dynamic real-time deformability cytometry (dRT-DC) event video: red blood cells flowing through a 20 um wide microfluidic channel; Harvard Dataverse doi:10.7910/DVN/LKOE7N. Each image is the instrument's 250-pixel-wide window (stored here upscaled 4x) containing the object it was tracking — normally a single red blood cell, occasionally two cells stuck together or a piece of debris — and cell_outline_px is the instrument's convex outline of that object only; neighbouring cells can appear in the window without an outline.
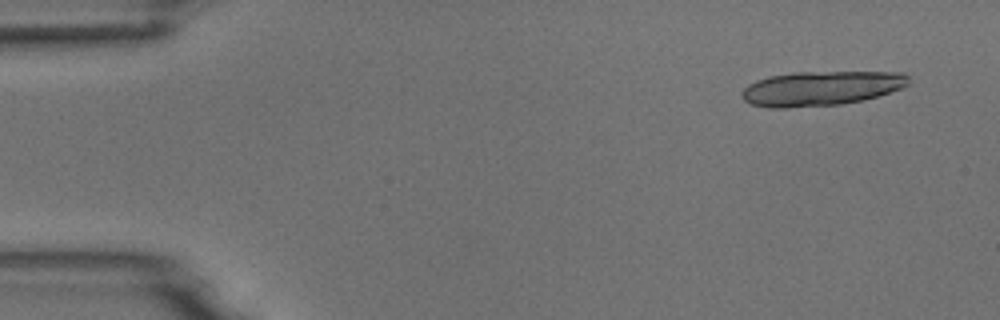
{"species": "common noctule bat (a hibernating species)", "species_latin": "Nyctalus noctula", "temperature_condition": "room temperature", "stored_images_in_passage": 7, "camera_frame_rate_fps": 3000, "um_per_image_px": 0.085, "animal": {"sex": "male", "body_mass_g": 18.8}, "frame": {"image": 1, "passage_image": 1, "time_ms": 0.0, "image_size_px": [1000, 320], "cell_outline_px": [[908, 84], [904, 88], [864, 100], [840, 104], [784, 108], [768, 108], [752, 104], [744, 100], [740, 96], [740, 92], [748, 84], [756, 80], [768, 76], [792, 72], [900, 72], [908, 76]], "centroid_in_image_um": [69.76, 7.51], "position_along_channel_um": 15.2, "area_um2": 33.81}}
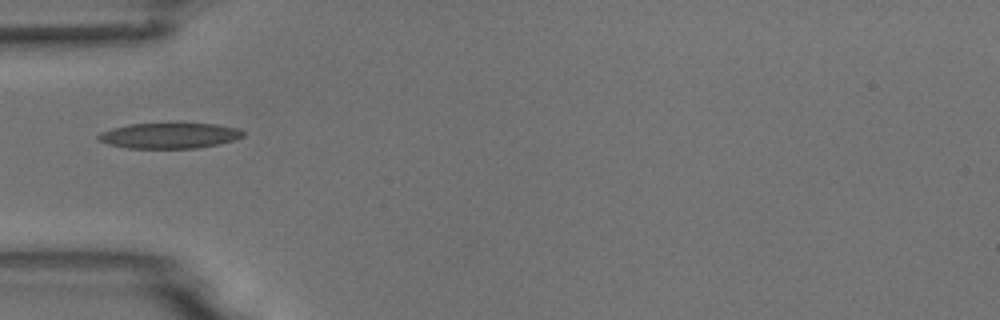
{"frame": {"image": 2, "passage_image": 5, "time_ms": 1.333, "image_size_px": [1000, 320], "cell_outline_px": [[244, 136], [236, 140], [220, 144], [196, 148], [128, 148], [108, 144], [96, 140], [96, 136], [100, 132], [112, 128], [128, 124], [168, 120], [176, 120], [216, 124], [240, 128], [244, 132]], "centroid_in_image_um": [14.42, 11.46], "position_along_channel_um": 70.6, "area_um2": 23.06}}